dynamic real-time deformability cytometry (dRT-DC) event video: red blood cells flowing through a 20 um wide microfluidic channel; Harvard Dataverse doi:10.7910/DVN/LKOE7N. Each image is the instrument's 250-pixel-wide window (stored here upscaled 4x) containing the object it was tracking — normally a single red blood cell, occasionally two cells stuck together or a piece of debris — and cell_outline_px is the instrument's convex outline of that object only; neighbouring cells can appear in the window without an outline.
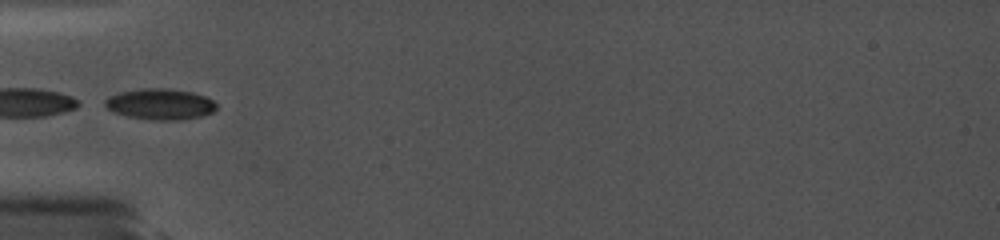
{"species": "common noctule bat (a hibernating species)", "species_latin": "Nyctalus noctula", "temperature_condition": "cold", "stored_images_in_passage": 21, "camera_frame_rate_fps": 5000, "um_per_image_px": 0.085, "animal": {"sex": "female", "body_mass_g": 19.0, "forearm_length_mm": 56.7}, "frame": {"image": 1, "passage_image": 1, "time_ms": 0.0, "image_size_px": [1000, 240], "cell_outline_px": [[216, 108], [212, 112], [200, 116], [180, 120], [156, 120], [128, 116], [116, 112], [108, 108], [104, 104], [104, 100], [108, 96], [120, 92], [140, 88], [168, 88], [192, 92], [204, 96], [212, 100], [216, 104]], "centroid_in_image_um": [13.6, 8.84], "position_along_channel_um": 71.4, "area_um2": 19.94}}